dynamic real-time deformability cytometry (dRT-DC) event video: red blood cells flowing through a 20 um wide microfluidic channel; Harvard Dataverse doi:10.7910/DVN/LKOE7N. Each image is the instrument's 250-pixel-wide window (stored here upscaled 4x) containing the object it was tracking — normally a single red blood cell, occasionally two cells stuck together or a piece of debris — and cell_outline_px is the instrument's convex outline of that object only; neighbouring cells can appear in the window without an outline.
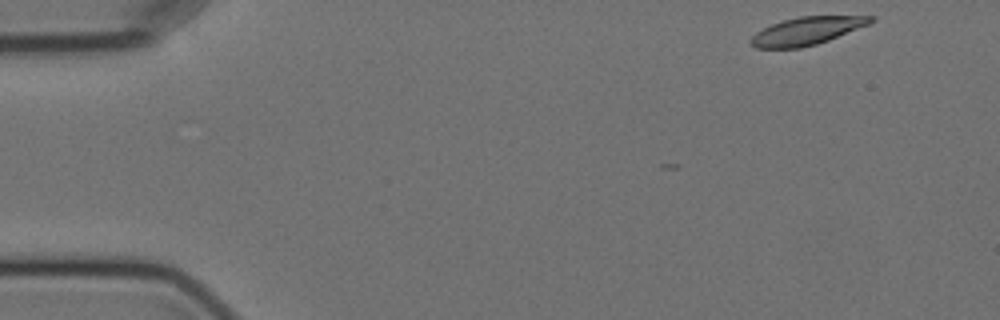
{"species": "Egyptian fruit bat (a non-hibernating species)", "species_latin": "Rousettus aegyptiacus", "temperature_condition": "cold", "stored_images_in_passage": 3, "camera_frame_rate_fps": 3000, "um_per_image_px": 0.085, "animal": {"sex": "female"}, "frame": {"image": 1, "passage_image": 1, "time_ms": 0.0, "image_size_px": [1000, 320], "cell_outline_px": [[876, 20], [868, 24], [828, 40], [816, 44], [800, 48], [756, 48], [748, 40], [756, 32], [772, 24], [784, 20], [800, 16], [876, 16]], "centroid_in_image_um": [68.57, 2.63], "position_along_channel_um": 16.4, "area_um2": 19.19}}